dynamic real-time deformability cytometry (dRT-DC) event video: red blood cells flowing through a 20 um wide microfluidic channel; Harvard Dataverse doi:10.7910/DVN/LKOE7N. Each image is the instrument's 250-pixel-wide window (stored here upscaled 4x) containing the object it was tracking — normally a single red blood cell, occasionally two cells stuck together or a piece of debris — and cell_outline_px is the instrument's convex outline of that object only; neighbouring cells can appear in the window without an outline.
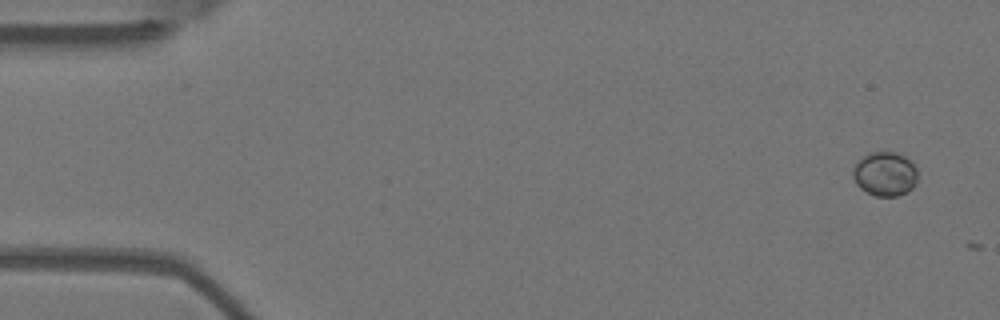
{"species": "Egyptian fruit bat (a non-hibernating species)", "species_latin": "Rousettus aegyptiacus", "temperature_condition": "warm", "stored_images_in_passage": 3, "camera_frame_rate_fps": 3000, "um_per_image_px": 0.085, "animal": {"sex": "female"}, "frame": {"image": 1, "passage_image": 1, "time_ms": 0.0, "image_size_px": [1000, 320], "cell_outline_px": [[916, 184], [908, 192], [896, 196], [876, 196], [860, 188], [856, 184], [852, 176], [852, 172], [856, 164], [868, 152], [896, 152], [904, 156], [916, 168]], "centroid_in_image_um": [75.21, 14.79], "position_along_channel_um": 9.8, "area_um2": 16.53}}